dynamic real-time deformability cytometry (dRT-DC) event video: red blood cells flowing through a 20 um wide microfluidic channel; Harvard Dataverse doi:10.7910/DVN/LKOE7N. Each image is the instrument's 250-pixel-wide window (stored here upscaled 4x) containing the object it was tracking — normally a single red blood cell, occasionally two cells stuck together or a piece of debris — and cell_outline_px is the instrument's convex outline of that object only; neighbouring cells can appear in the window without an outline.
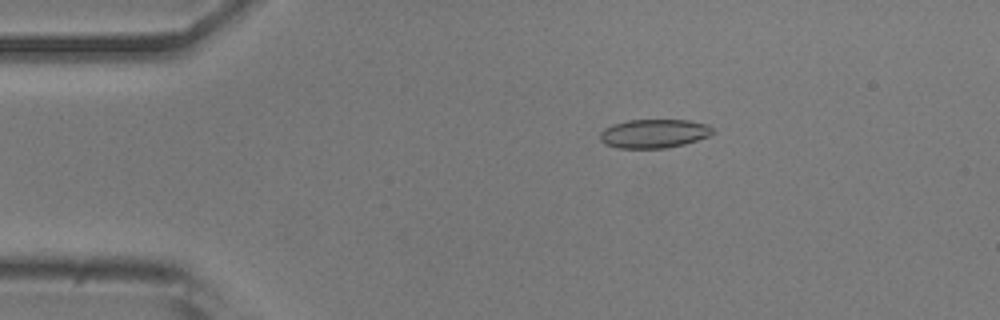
{"species": "common noctule bat (a hibernating species)", "species_latin": "Nyctalus noctula", "temperature_condition": "room temperature", "stored_images_in_passage": 33, "camera_frame_rate_fps": 3000, "um_per_image_px": 0.085, "animal": {"sex": "male", "body_mass_g": 20.5, "forearm_length_mm": 52.5}, "frame": {"image": 1, "passage_image": 8, "time_ms": 2.333, "image_size_px": [1000, 320], "cell_outline_px": [[712, 132], [708, 136], [684, 144], [668, 148], [620, 148], [604, 144], [600, 140], [600, 132], [604, 128], [612, 124], [628, 120], [688, 120], [708, 124], [712, 128]], "centroid_in_image_um": [55.55, 11.35], "position_along_channel_um": 29.4, "area_um2": 18.9}}
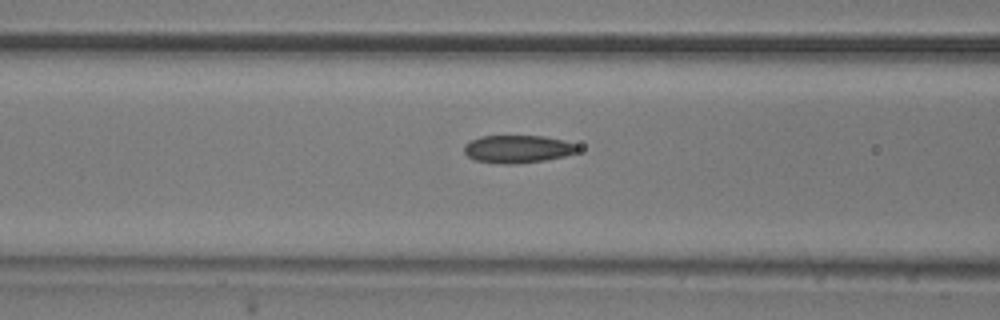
{"frame": {"image": 2, "passage_image": 19, "time_ms": 6.0, "image_size_px": [1000, 320], "cell_outline_px": [[580, 148], [576, 152], [564, 156], [544, 160], [516, 164], [500, 164], [476, 160], [468, 156], [464, 152], [464, 144], [480, 136], [544, 136], [564, 140], [576, 144]], "centroid_in_image_um": [44.0, 12.66], "position_along_channel_um": 122.6, "area_um2": 18.38}}
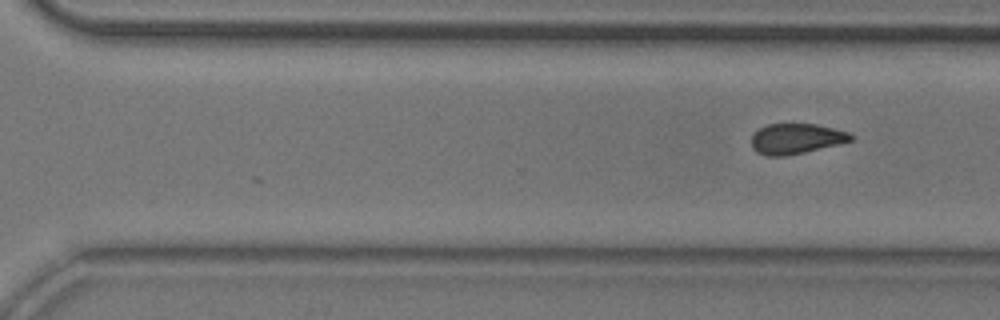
{"frame": {"image": 3, "passage_image": 33, "time_ms": 10.667, "image_size_px": [1000, 320], "cell_outline_px": [[852, 140], [840, 144], [804, 152], [784, 156], [768, 156], [756, 152], [752, 148], [752, 136], [760, 128], [768, 124], [816, 124], [848, 132], [852, 136]], "centroid_in_image_um": [67.66, 11.79], "position_along_channel_um": 302.9, "area_um2": 17.4}}